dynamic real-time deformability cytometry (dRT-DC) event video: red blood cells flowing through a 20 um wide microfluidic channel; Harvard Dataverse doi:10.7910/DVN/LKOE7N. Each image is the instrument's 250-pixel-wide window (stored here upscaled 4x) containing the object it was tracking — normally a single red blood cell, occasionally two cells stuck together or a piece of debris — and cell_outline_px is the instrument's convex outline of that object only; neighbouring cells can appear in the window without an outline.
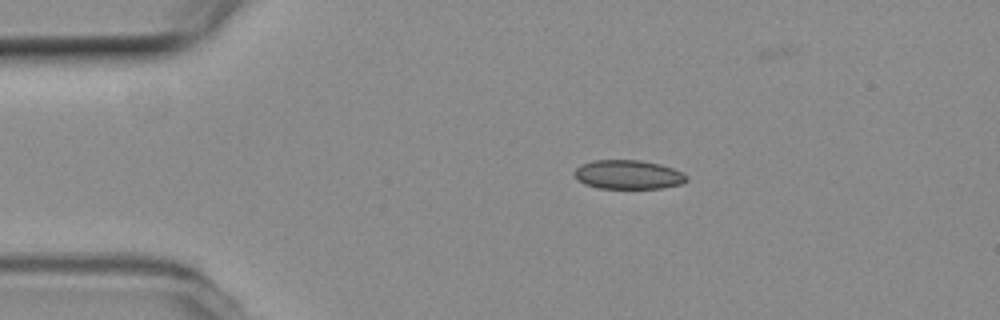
{"species": "common noctule bat (a hibernating species)", "species_latin": "Nyctalus noctula", "temperature_condition": "room temperature", "stored_images_in_passage": 6, "camera_frame_rate_fps": 3000, "um_per_image_px": 0.085, "animal": {"sex": "female", "body_mass_g": 19.3, "forearm_length_mm": 54.1}, "frame": {"image": 1, "passage_image": 3, "time_ms": 0.667, "image_size_px": [1000, 320], "cell_outline_px": [[688, 180], [684, 184], [660, 188], [600, 188], [584, 184], [572, 172], [576, 168], [592, 160], [640, 160], [660, 164], [672, 168], [688, 176]], "centroid_in_image_um": [53.42, 14.84], "position_along_channel_um": 31.6, "area_um2": 18.9}}
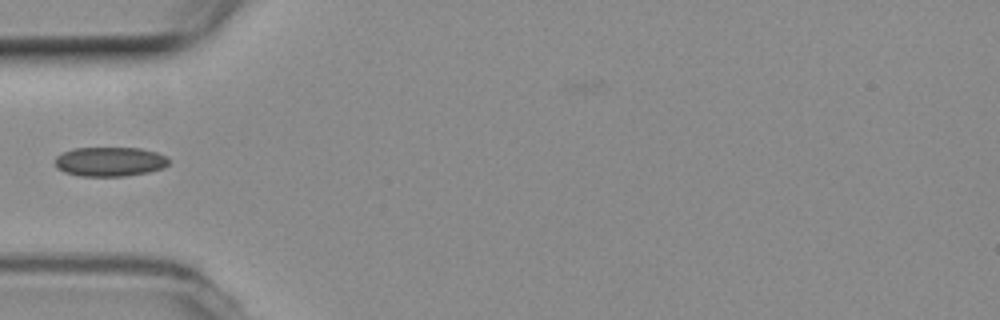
{"frame": {"image": 2, "passage_image": 5, "time_ms": 1.333, "image_size_px": [1000, 320], "cell_outline_px": [[168, 164], [164, 168], [148, 172], [124, 176], [80, 176], [64, 172], [56, 168], [56, 156], [72, 148], [140, 148], [156, 152], [168, 156]], "centroid_in_image_um": [9.34, 13.74], "position_along_channel_um": 75.7, "area_um2": 19.54}}
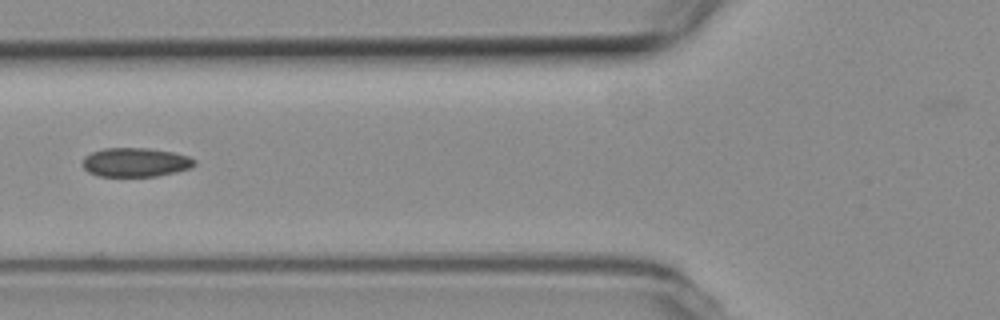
{"frame": {"image": 3, "passage_image": 6, "time_ms": 1.667, "image_size_px": [1000, 320], "cell_outline_px": [[196, 164], [192, 168], [176, 172], [156, 176], [100, 176], [88, 172], [84, 168], [84, 156], [92, 152], [104, 148], [148, 148], [172, 152], [188, 156], [196, 160]], "centroid_in_image_um": [11.55, 13.79], "position_along_channel_um": 114.3, "area_um2": 18.9}}